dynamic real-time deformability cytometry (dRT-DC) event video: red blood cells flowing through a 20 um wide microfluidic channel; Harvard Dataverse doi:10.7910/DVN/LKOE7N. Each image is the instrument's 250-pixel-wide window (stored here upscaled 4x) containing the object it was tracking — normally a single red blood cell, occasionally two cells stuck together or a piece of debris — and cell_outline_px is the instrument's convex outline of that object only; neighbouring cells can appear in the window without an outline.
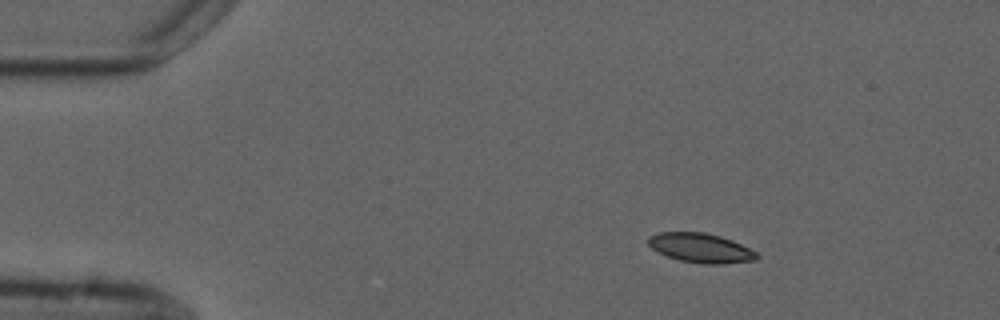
{"species": "common noctule bat (a hibernating species)", "species_latin": "Nyctalus noctula", "temperature_condition": "cold", "stored_images_in_passage": 4, "camera_frame_rate_fps": 3000, "um_per_image_px": 0.085, "animal": {"sex": "male", "forearm_length_mm": 52.5}, "frame": {"image": 1, "passage_image": 2, "time_ms": 1.333, "image_size_px": [1000, 320], "cell_outline_px": [[760, 256], [756, 260], [724, 264], [704, 264], [680, 260], [668, 256], [652, 248], [648, 244], [648, 236], [656, 232], [704, 232], [720, 236], [732, 240], [756, 252]], "centroid_in_image_um": [59.56, 21.07], "position_along_channel_um": 25.4, "area_um2": 18.55}}
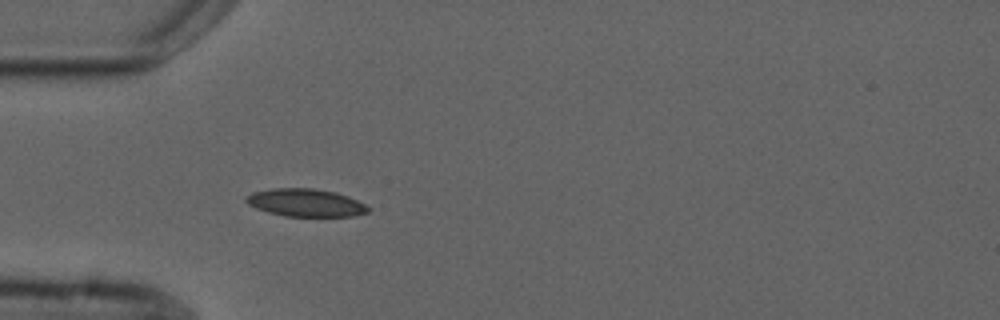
{"frame": {"image": 2, "passage_image": 4, "time_ms": 4.0, "image_size_px": [1000, 320], "cell_outline_px": [[368, 212], [352, 216], [284, 216], [268, 212], [256, 208], [248, 204], [244, 200], [244, 196], [252, 192], [272, 188], [312, 188], [336, 192], [348, 196], [364, 204], [368, 208]], "centroid_in_image_um": [25.92, 17.22], "position_along_channel_um": 59.1, "area_um2": 19.71}}